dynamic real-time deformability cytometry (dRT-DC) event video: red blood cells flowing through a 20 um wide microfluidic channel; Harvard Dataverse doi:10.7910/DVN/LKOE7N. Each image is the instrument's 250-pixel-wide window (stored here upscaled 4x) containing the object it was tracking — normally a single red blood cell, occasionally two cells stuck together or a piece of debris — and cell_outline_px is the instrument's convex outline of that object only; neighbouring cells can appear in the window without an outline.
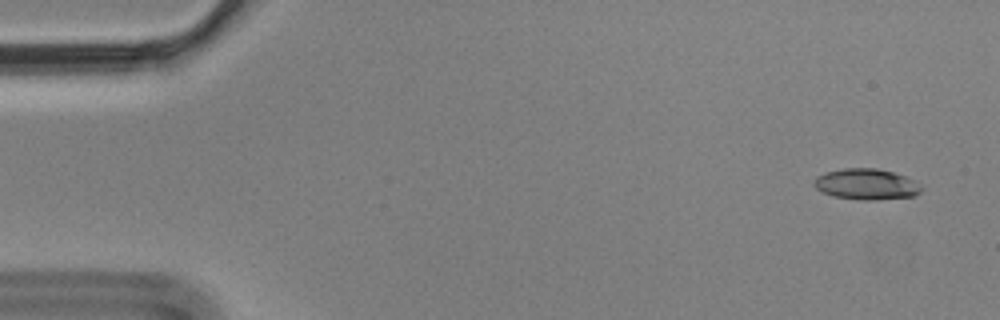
{"species": "Egyptian fruit bat (a non-hibernating species)", "species_latin": "Rousettus aegyptiacus", "temperature_condition": "cold", "stored_images_in_passage": 5, "camera_frame_rate_fps": 3000, "um_per_image_px": 0.085, "animal": {"sex": "male"}, "frame": {"image": 1, "passage_image": 1, "time_ms": 0.0, "image_size_px": [1000, 320], "cell_outline_px": [[924, 188], [920, 192], [912, 196], [876, 200], [860, 200], [832, 196], [816, 188], [812, 184], [816, 176], [828, 172], [844, 168], [876, 168], [892, 172], [904, 176], [912, 180]], "centroid_in_image_um": [73.62, 15.66], "position_along_channel_um": 11.4, "area_um2": 19.19}}